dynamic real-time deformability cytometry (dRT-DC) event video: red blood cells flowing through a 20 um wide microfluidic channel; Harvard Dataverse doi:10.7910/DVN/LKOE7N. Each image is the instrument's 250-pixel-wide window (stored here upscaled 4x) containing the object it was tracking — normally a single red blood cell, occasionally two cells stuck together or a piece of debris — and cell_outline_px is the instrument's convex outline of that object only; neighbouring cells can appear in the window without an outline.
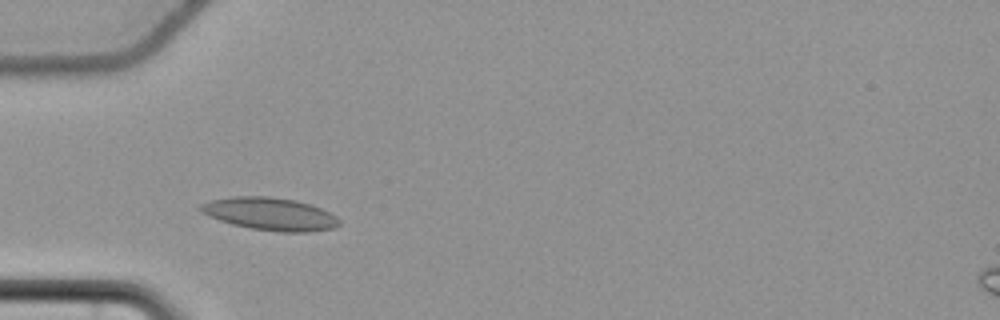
{"species": "common noctule bat (a hibernating species)", "species_latin": "Nyctalus noctula", "temperature_condition": "cold", "stored_images_in_passage": 48, "camera_frame_rate_fps": 3000, "um_per_image_px": 0.085, "animal": {"sex": "female", "body_mass_g": 22.7, "forearm_length_mm": 54.2}, "frame": {"image": 1, "passage_image": 10, "time_ms": 3.0, "image_size_px": [1000, 320], "cell_outline_px": [[340, 224], [332, 228], [308, 232], [280, 232], [252, 228], [232, 224], [208, 216], [200, 212], [200, 204], [208, 200], [232, 196], [268, 196], [296, 200], [320, 208], [336, 216], [340, 220]], "centroid_in_image_um": [22.92, 18.17], "position_along_channel_um": 62.1, "area_um2": 26.36}}
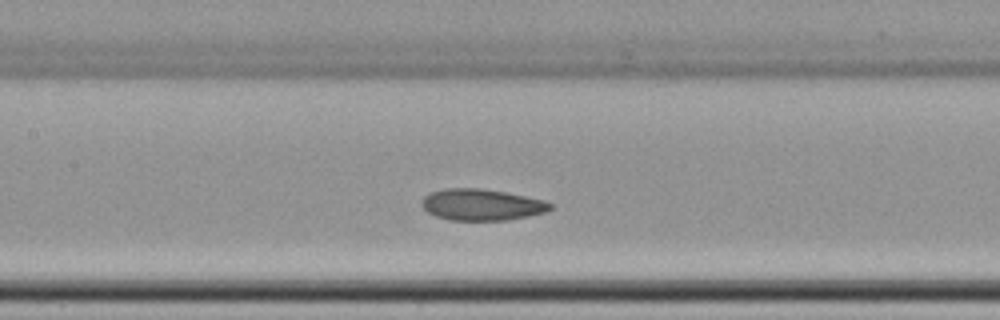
{"frame": {"image": 2, "passage_image": 19, "time_ms": 6.0, "image_size_px": [1000, 320], "cell_outline_px": [[552, 208], [544, 212], [528, 216], [508, 220], [452, 220], [436, 216], [428, 212], [420, 204], [420, 200], [428, 192], [444, 188], [480, 188], [504, 192], [544, 200], [552, 204]], "centroid_in_image_um": [40.89, 17.39], "position_along_channel_um": 166.5, "area_um2": 23.52}}
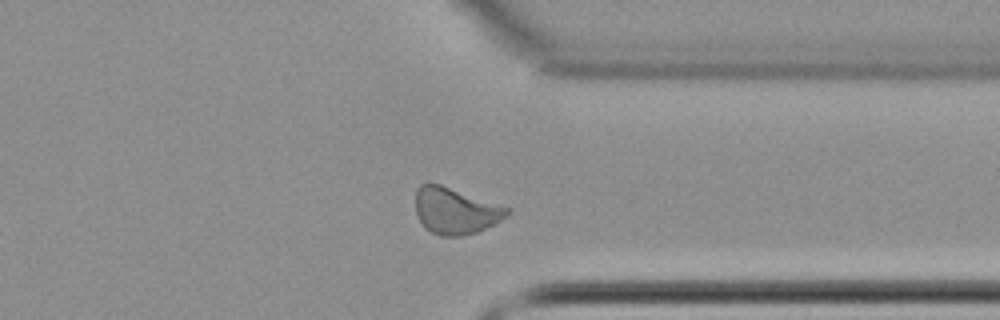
{"frame": {"image": 3, "passage_image": 36, "time_ms": 11.667, "image_size_px": [1000, 320], "cell_outline_px": [[512, 212], [500, 220], [476, 232], [460, 236], [440, 236], [424, 228], [416, 212], [416, 188], [420, 184], [440, 184], [512, 208]], "centroid_in_image_um": [38.71, 17.91], "position_along_channel_um": 372.7, "area_um2": 24.68}, "authors_computed_cell_mechanics": {"area_um2": 24.1893, "velocity_mm_per_s": 3.6545, "shape_relaxation_time_tau1_ms": 7.7194, "shape_relaxation_time_tau2_ms": 2.4089, "deformation_change_tau1": 0.118, "deformation_change_tau2": 0.0694}}